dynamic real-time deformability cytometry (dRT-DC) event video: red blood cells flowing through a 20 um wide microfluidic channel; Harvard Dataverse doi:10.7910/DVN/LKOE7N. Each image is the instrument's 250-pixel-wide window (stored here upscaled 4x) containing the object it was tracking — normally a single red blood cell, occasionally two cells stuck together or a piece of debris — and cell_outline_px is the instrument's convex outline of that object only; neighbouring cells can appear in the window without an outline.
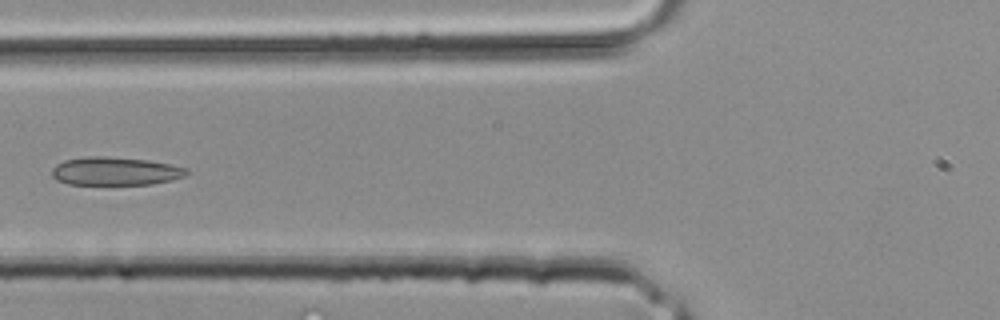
{"species": "common noctule bat (a hibernating species)", "species_latin": "Nyctalus noctula", "temperature_condition": "room temperature", "stored_images_in_passage": 4, "camera_frame_rate_fps": 3000, "um_per_image_px": 0.085, "animal": {"sex": "male", "body_mass_g": 20.4}, "frame": {"image": 1, "passage_image": 4, "time_ms": 1.0, "image_size_px": [1000, 320], "cell_outline_px": [[188, 172], [184, 176], [172, 180], [152, 184], [68, 184], [56, 180], [52, 176], [52, 168], [56, 164], [64, 160], [84, 156], [100, 156], [148, 160], [172, 164], [188, 168]], "centroid_in_image_um": [9.79, 14.54], "position_along_channel_um": 116.0, "area_um2": 22.25}}